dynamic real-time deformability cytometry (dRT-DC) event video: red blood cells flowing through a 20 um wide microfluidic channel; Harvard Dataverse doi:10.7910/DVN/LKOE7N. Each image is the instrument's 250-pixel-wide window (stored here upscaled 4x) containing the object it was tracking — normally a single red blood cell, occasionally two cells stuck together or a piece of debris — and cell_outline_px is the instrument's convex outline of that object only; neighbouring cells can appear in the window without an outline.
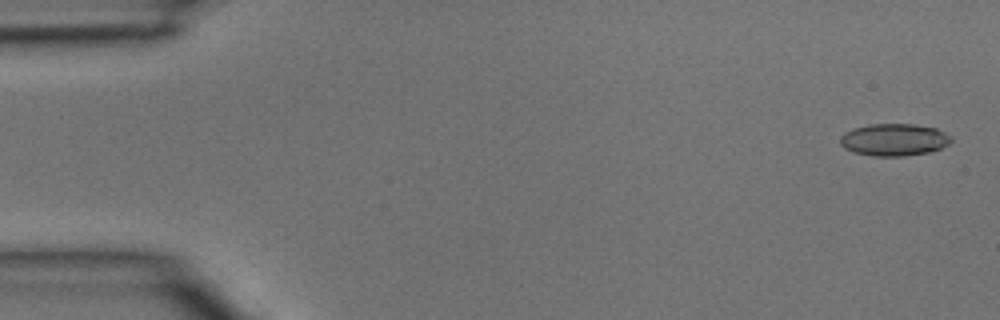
{"species": "common noctule bat (a hibernating species)", "species_latin": "Nyctalus noctula", "temperature_condition": "room temperature", "stored_images_in_passage": 4, "camera_frame_rate_fps": 3000, "um_per_image_px": 0.085, "animal": {"sex": "male", "body_mass_g": 15.6}, "frame": {"image": 1, "passage_image": 1, "time_ms": 0.0, "image_size_px": [1000, 320], "cell_outline_px": [[952, 140], [948, 144], [940, 148], [928, 152], [904, 156], [872, 156], [852, 152], [844, 148], [840, 144], [840, 136], [844, 132], [852, 128], [872, 124], [912, 124], [936, 128], [952, 136]], "centroid_in_image_um": [75.96, 11.88], "position_along_channel_um": 9.0, "area_um2": 20.92}}